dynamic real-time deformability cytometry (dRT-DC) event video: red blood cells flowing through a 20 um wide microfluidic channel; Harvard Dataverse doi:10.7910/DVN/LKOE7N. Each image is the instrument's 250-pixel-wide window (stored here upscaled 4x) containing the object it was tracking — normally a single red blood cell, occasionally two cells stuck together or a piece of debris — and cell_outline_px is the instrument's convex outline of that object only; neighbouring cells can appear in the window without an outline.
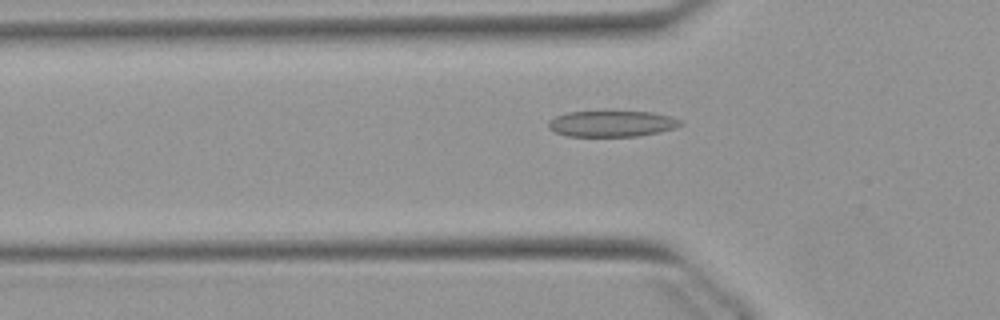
{"species": "Egyptian fruit bat (a non-hibernating species)", "species_latin": "Rousettus aegyptiacus", "temperature_condition": "warm", "stored_images_in_passage": 34, "camera_frame_rate_fps": 3000, "um_per_image_px": 0.085, "animal": {"sex": "female"}, "frame": {"image": 1, "passage_image": 17, "time_ms": 5.333, "image_size_px": [1000, 320], "cell_outline_px": [[684, 124], [676, 128], [660, 132], [636, 136], [568, 136], [556, 132], [548, 128], [548, 120], [556, 116], [568, 112], [604, 108], [612, 108], [652, 112], [672, 116], [680, 120]], "centroid_in_image_um": [52.02, 10.45], "position_along_channel_um": 73.8, "area_um2": 21.33}}
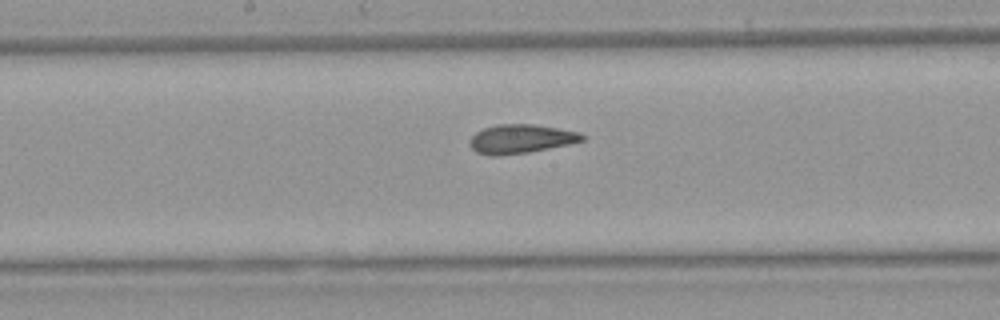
{"frame": {"image": 2, "passage_image": 27, "time_ms": 8.667, "image_size_px": [1000, 320], "cell_outline_px": [[588, 136], [584, 140], [568, 144], [528, 152], [496, 156], [492, 156], [476, 152], [472, 148], [468, 140], [476, 132], [484, 128], [496, 124], [532, 124], [580, 132]], "centroid_in_image_um": [44.27, 11.8], "position_along_channel_um": 203.9, "area_um2": 18.9}}
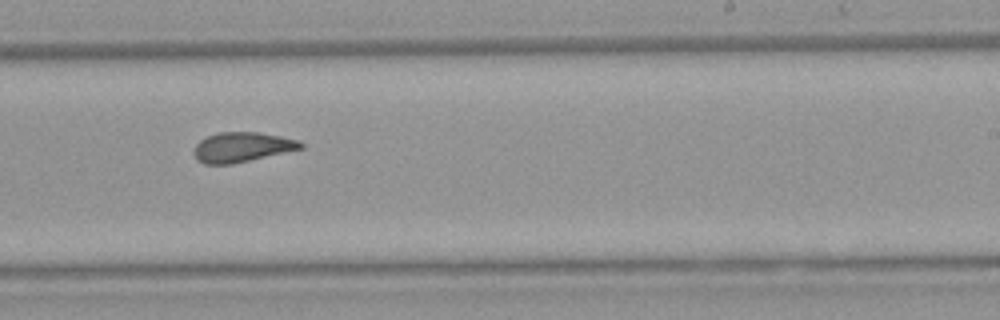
{"frame": {"image": 3, "passage_image": 32, "time_ms": 10.333, "image_size_px": [1000, 320], "cell_outline_px": [[304, 148], [232, 164], [204, 164], [196, 160], [192, 152], [192, 148], [200, 140], [208, 136], [220, 132], [260, 132], [300, 140], [304, 144]], "centroid_in_image_um": [20.55, 12.51], "position_along_channel_um": 268.5, "area_um2": 18.73}}